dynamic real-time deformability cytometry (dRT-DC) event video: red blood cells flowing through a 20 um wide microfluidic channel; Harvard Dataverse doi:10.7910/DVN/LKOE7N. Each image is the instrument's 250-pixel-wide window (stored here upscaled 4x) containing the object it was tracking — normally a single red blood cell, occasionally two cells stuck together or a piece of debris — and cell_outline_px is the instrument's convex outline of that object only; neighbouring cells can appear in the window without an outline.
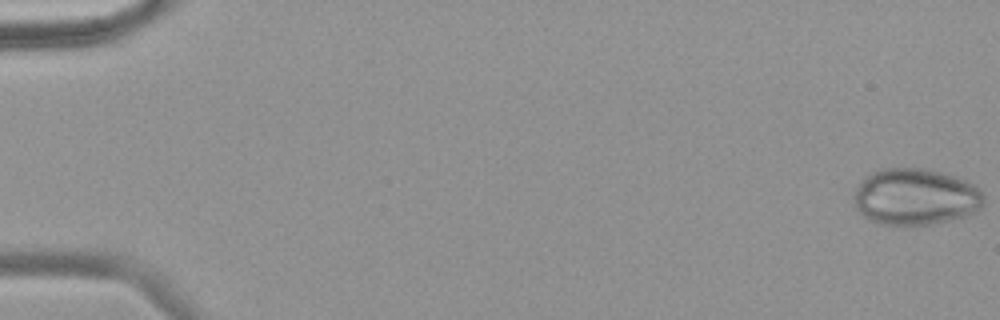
{"species": "common noctule bat (a hibernating species)", "species_latin": "Nyctalus noctula", "temperature_condition": "warm", "stored_images_in_passage": 58, "camera_frame_rate_fps": 3000, "um_per_image_px": 0.085, "animal": {"sex": "female", "body_mass_g": 18.4}, "frame": {"image": 1, "passage_image": 1, "time_ms": 0.0, "image_size_px": [1000, 320], "cell_outline_px": [[984, 204], [980, 208], [964, 216], [932, 224], [880, 224], [868, 220], [856, 208], [852, 196], [856, 188], [864, 176], [880, 168], [924, 168], [956, 176], [972, 184], [984, 196]], "centroid_in_image_um": [77.76, 16.71], "position_along_channel_um": 7.2, "area_um2": 42.71}}
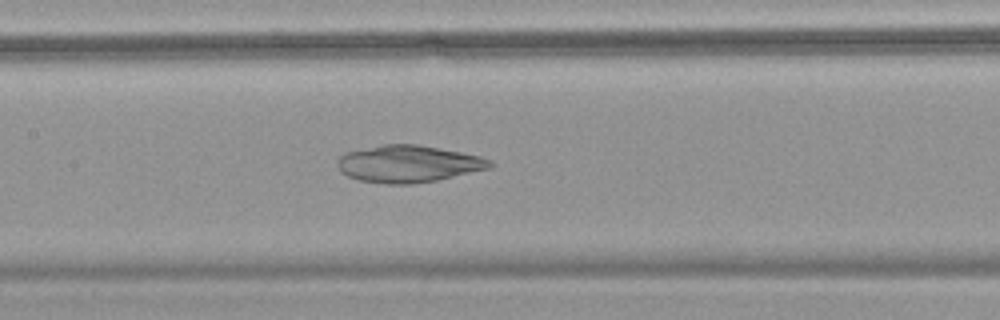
{"frame": {"image": 2, "passage_image": 29, "time_ms": 9.333, "image_size_px": [1000, 320], "cell_outline_px": [[492, 168], [436, 180], [412, 184], [384, 184], [360, 180], [348, 176], [340, 172], [336, 164], [336, 160], [344, 152], [384, 144], [416, 144], [460, 152], [480, 156], [492, 160]], "centroid_in_image_um": [34.68, 13.93], "position_along_channel_um": 172.7, "area_um2": 33.0}}
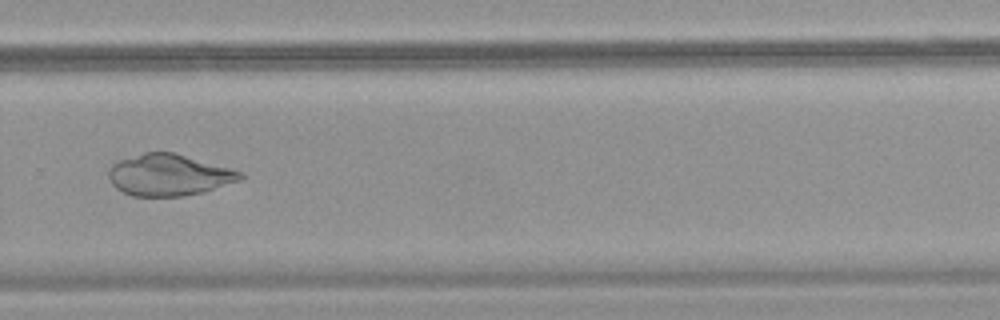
{"frame": {"image": 3, "passage_image": 41, "time_ms": 13.333, "image_size_px": [1000, 320], "cell_outline_px": [[244, 176], [240, 180], [204, 192], [184, 196], [132, 196], [116, 188], [112, 184], [108, 176], [108, 168], [112, 164], [120, 160], [144, 152], [176, 152], [232, 168], [244, 172]], "centroid_in_image_um": [14.38, 14.86], "position_along_channel_um": 315.4, "area_um2": 32.14}}